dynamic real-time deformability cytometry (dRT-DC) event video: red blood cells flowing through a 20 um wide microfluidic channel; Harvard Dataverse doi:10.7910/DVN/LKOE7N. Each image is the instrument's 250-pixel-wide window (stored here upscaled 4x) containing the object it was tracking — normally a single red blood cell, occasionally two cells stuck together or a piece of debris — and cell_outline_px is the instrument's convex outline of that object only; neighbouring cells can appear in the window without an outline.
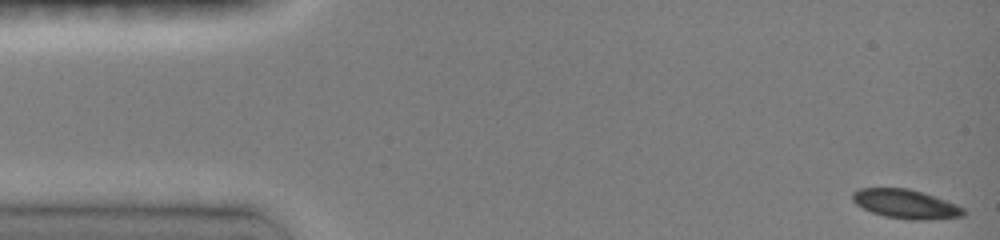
{"species": "common noctule bat (a hibernating species)", "species_latin": "Nyctalus noctula", "temperature_condition": "room temperature", "stored_images_in_passage": 33, "camera_frame_rate_fps": 3000, "um_per_image_px": 0.085, "animal": {"sex": "female", "body_mass_g": 19.0, "forearm_length_mm": 51.5}, "frame": {"image": 1, "passage_image": 1, "time_ms": 0.0, "image_size_px": [1000, 240], "cell_outline_px": [[964, 216], [924, 220], [908, 220], [884, 216], [872, 212], [856, 204], [852, 200], [852, 192], [860, 188], [908, 188], [956, 204], [964, 208]], "centroid_in_image_um": [76.95, 17.34], "position_along_channel_um": 8.0, "area_um2": 18.61}}
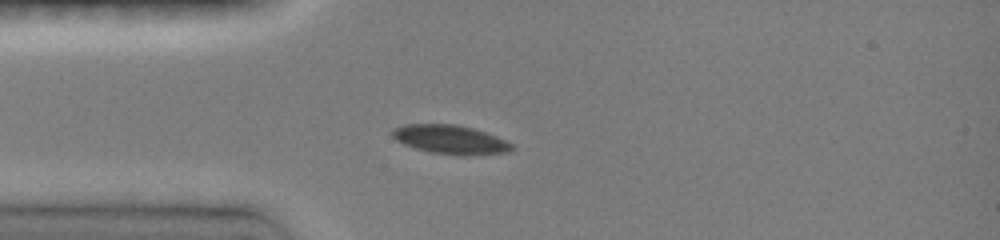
{"frame": {"image": 2, "passage_image": 22, "time_ms": 3.667, "image_size_px": [1000, 240], "cell_outline_px": [[516, 148], [512, 152], [464, 156], [460, 156], [432, 152], [416, 148], [404, 144], [396, 140], [392, 136], [392, 132], [396, 128], [404, 124], [456, 124], [472, 128], [496, 136], [516, 144]], "centroid_in_image_um": [38.37, 11.87], "position_along_channel_um": 46.6, "area_um2": 20.29}}